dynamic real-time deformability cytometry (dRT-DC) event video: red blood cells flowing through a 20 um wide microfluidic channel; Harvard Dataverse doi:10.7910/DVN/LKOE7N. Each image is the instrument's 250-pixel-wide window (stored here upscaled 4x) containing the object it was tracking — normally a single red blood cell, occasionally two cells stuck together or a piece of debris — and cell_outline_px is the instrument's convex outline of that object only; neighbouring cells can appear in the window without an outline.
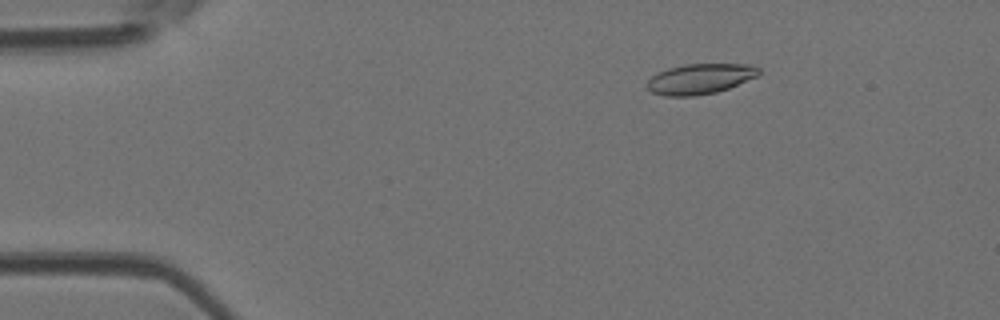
{"species": "Egyptian fruit bat (a non-hibernating species)", "species_latin": "Rousettus aegyptiacus", "temperature_condition": "room temperature", "stored_images_in_passage": 4, "camera_frame_rate_fps": 3000, "um_per_image_px": 0.085, "animal": {"sex": "female"}, "frame": {"image": 1, "passage_image": 2, "time_ms": 0.333, "image_size_px": [1000, 320], "cell_outline_px": [[760, 72], [756, 76], [728, 88], [716, 92], [692, 96], [664, 96], [652, 92], [648, 88], [648, 80], [652, 76], [668, 68], [684, 64], [752, 64], [760, 68]], "centroid_in_image_um": [59.51, 6.69], "position_along_channel_um": 25.5, "area_um2": 19.54}}
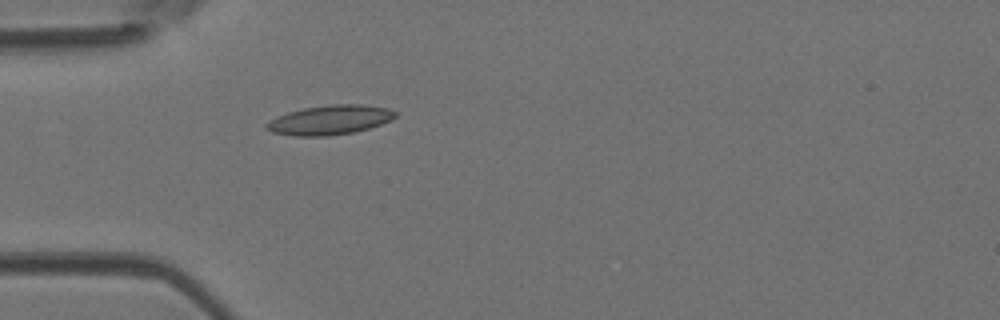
{"frame": {"image": 2, "passage_image": 4, "time_ms": 1.0, "image_size_px": [1000, 320], "cell_outline_px": [[396, 116], [392, 120], [368, 128], [352, 132], [328, 136], [292, 136], [272, 132], [264, 128], [264, 124], [268, 120], [276, 116], [288, 112], [304, 108], [328, 104], [364, 104], [388, 108], [396, 112]], "centroid_in_image_um": [27.99, 10.19], "position_along_channel_um": 57.0, "area_um2": 22.31}}